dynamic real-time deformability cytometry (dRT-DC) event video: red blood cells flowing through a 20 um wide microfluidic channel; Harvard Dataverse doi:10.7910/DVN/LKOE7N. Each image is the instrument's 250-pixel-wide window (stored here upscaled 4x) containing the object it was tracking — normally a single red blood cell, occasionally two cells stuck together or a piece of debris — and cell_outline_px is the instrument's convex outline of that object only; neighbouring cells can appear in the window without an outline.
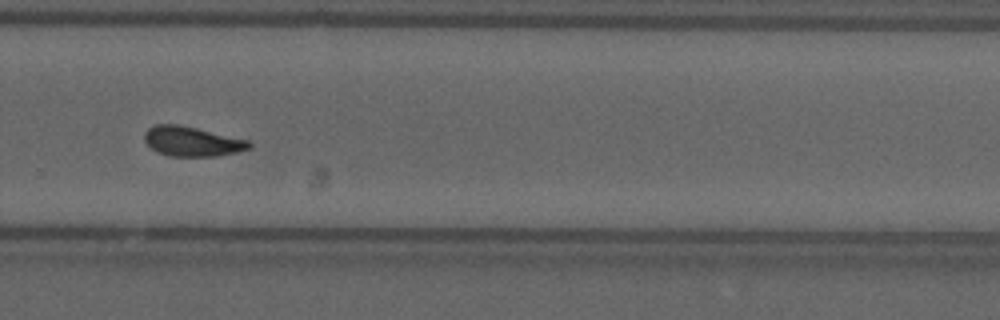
{"species": "common noctule bat (a hibernating species)", "species_latin": "Nyctalus noctula", "temperature_condition": "cold", "stored_images_in_passage": 43, "camera_frame_rate_fps": 3000, "um_per_image_px": 0.085, "animal": {"sex": "male", "forearm_length_mm": 52.5}, "frame": {"image": 1, "passage_image": 25, "time_ms": 8.0, "image_size_px": [1000, 320], "cell_outline_px": [[252, 144], [248, 148], [236, 152], [216, 156], [168, 156], [156, 152], [144, 140], [144, 132], [148, 128], [156, 124], [176, 124], [196, 128], [248, 140]], "centroid_in_image_um": [16.27, 12.02], "position_along_channel_um": 313.5, "area_um2": 17.98}, "authors_computed_cell_mechanics": {"area_um2": 18.0914, "velocity_mm_per_s": 3.6738, "shape_relaxation_time_tau1_ms": 7.5712, "shape_relaxation_time_tau2_ms": 3.7249, "deformation_change_tau1": 0.1552, "deformation_change_tau2": 0.1005}}